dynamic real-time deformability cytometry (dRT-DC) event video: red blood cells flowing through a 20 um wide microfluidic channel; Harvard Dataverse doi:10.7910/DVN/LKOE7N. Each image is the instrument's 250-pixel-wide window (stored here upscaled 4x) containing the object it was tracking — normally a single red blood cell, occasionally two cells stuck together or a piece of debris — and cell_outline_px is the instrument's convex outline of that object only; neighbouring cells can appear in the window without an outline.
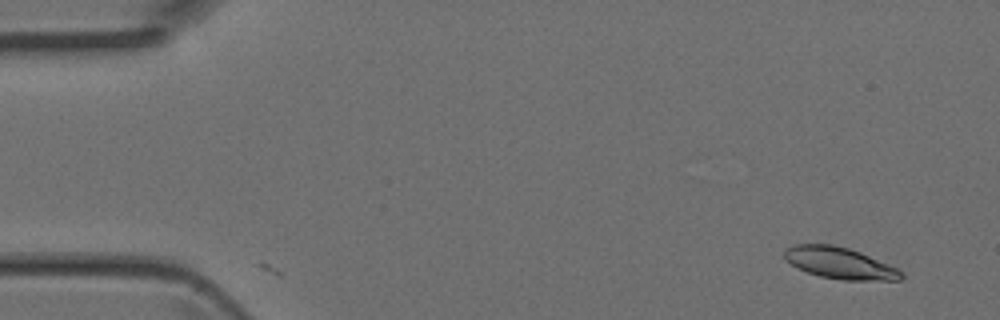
{"species": "Egyptian fruit bat (a non-hibernating species)", "species_latin": "Rousettus aegyptiacus", "temperature_condition": "room temperature", "stored_images_in_passage": 3, "camera_frame_rate_fps": 3000, "um_per_image_px": 0.085, "animal": {"sex": "female"}, "frame": {"image": 1, "passage_image": 1, "time_ms": 0.0, "image_size_px": [1000, 320], "cell_outline_px": [[904, 276], [900, 280], [844, 280], [820, 276], [808, 272], [784, 260], [784, 248], [792, 244], [832, 244], [848, 248], [860, 252], [888, 264], [904, 272]], "centroid_in_image_um": [71.36, 22.35], "position_along_channel_um": 13.6, "area_um2": 21.39}}
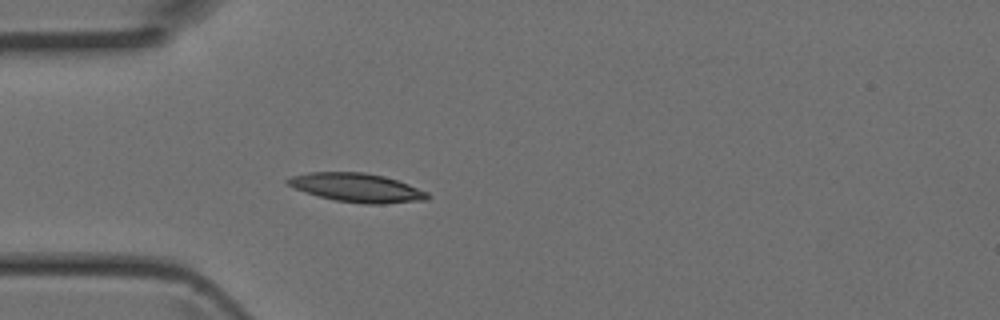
{"frame": {"image": 2, "passage_image": 3, "time_ms": 0.667, "image_size_px": [1000, 320], "cell_outline_px": [[432, 196], [428, 200], [384, 204], [364, 204], [336, 200], [320, 196], [296, 188], [288, 184], [284, 180], [292, 176], [308, 172], [364, 172], [384, 176], [408, 184], [428, 192]], "centroid_in_image_um": [30.4, 15.95], "position_along_channel_um": 54.6, "area_um2": 23.35}}